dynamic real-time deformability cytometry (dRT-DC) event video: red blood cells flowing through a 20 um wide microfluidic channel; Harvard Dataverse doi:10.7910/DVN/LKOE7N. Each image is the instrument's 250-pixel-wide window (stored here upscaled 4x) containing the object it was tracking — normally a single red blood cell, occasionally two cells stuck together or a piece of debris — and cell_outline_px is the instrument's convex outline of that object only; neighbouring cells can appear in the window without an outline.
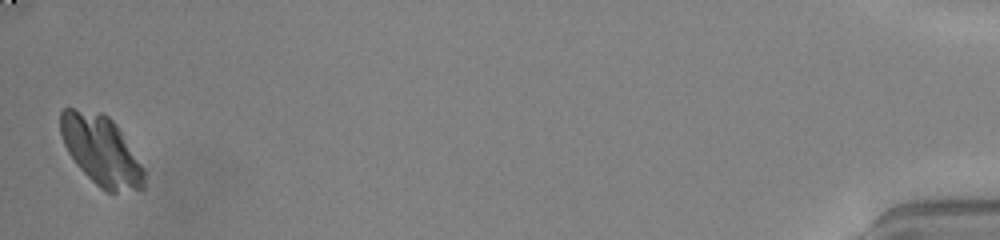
{"species": "common noctule bat (a hibernating species)", "species_latin": "Nyctalus noctula", "temperature_condition": "warm", "stored_images_in_passage": 46, "camera_frame_rate_fps": 3000, "um_per_image_px": 0.085, "animal": {"sex": "male", "body_mass_g": 20.0, "forearm_length_mm": 53.3}, "frame": {"image": 1, "passage_image": 46, "time_ms": 15.0, "image_size_px": [1000, 240], "cell_outline_px": [[144, 188], [116, 192], [108, 192], [100, 188], [76, 164], [68, 152], [64, 144], [60, 132], [60, 112], [64, 108], [72, 108], [100, 112], [108, 116], [116, 124], [144, 168]], "centroid_in_image_um": [8.58, 12.77], "position_along_channel_um": 426.6, "area_um2": 33.7}}